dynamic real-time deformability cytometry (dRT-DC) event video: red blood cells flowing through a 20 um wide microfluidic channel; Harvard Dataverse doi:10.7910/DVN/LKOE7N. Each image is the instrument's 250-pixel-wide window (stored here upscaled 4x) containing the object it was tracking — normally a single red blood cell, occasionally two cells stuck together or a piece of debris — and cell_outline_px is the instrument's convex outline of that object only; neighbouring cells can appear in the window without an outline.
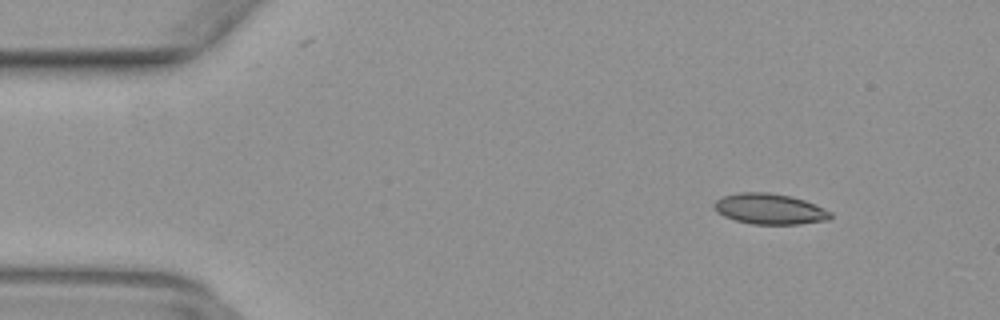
{"species": "common noctule bat (a hibernating species)", "species_latin": "Nyctalus noctula", "temperature_condition": "warm", "stored_images_in_passage": 44, "camera_frame_rate_fps": 3000, "um_per_image_px": 0.085, "animal": {"sex": "female", "body_mass_g": 29.2, "forearm_length_mm": 56.3}, "frame": {"image": 1, "passage_image": 1, "time_ms": 0.0, "image_size_px": [1000, 320], "cell_outline_px": [[832, 216], [828, 220], [800, 224], [752, 224], [736, 220], [724, 216], [716, 212], [712, 208], [712, 204], [716, 200], [724, 196], [740, 192], [768, 192], [792, 196], [804, 200], [832, 212]], "centroid_in_image_um": [65.4, 17.76], "position_along_channel_um": 19.6, "area_um2": 20.87}}
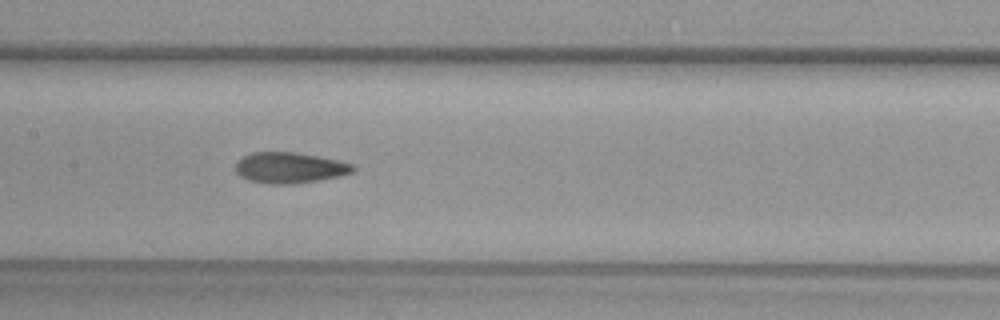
{"frame": {"image": 2, "passage_image": 19, "time_ms": 6.0, "image_size_px": [1000, 320], "cell_outline_px": [[356, 168], [352, 172], [340, 176], [292, 184], [268, 184], [248, 180], [240, 176], [236, 172], [236, 160], [252, 152], [296, 152], [320, 156], [340, 160], [352, 164]], "centroid_in_image_um": [24.61, 14.25], "position_along_channel_um": 182.8, "area_um2": 21.21}}
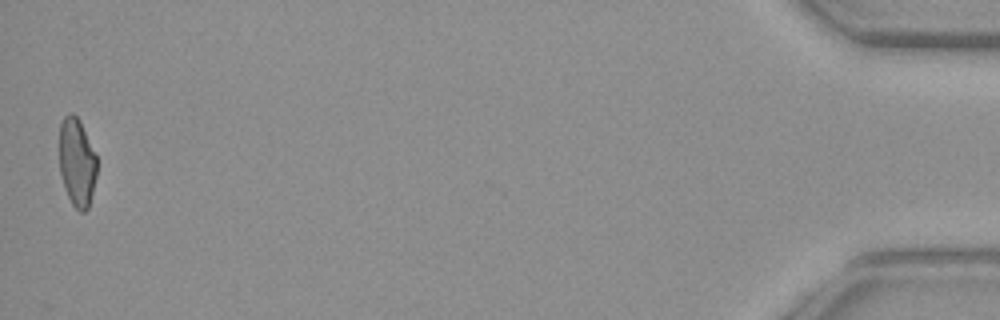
{"frame": {"image": 3, "passage_image": 44, "time_ms": 14.333, "image_size_px": [1000, 320], "cell_outline_px": [[96, 176], [88, 208], [84, 212], [80, 212], [72, 204], [68, 196], [60, 172], [60, 124], [64, 116], [68, 112], [72, 112], [80, 120], [96, 156]], "centroid_in_image_um": [6.53, 13.77], "position_along_channel_um": 428.7, "area_um2": 19.07}}